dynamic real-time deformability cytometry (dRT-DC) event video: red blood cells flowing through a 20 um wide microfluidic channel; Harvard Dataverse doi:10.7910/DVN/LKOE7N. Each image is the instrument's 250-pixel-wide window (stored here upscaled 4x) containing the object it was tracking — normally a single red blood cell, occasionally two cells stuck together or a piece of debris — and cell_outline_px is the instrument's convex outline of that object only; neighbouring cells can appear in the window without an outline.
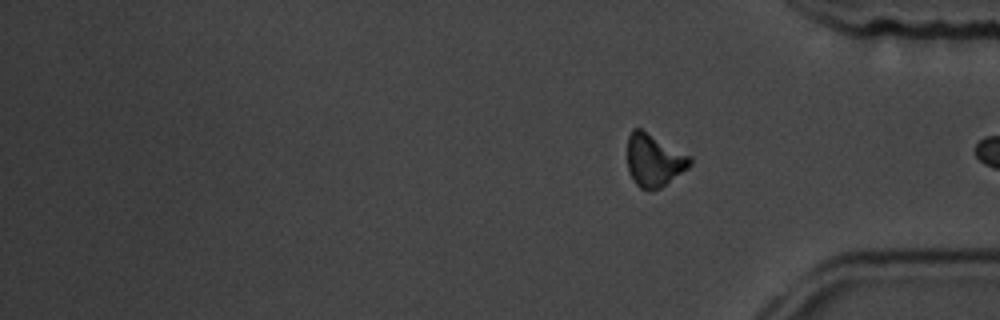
{"species": "common noctule bat (a hibernating species)", "species_latin": "Nyctalus noctula", "temperature_condition": "room temperature", "stored_images_in_passage": 14, "segment_of_instrument_passage": [2, 2], "camera_frame_rate_fps": 3000, "um_per_image_px": 0.085, "animal": {"sex": "male", "body_mass_g": 19.5, "forearm_length_mm": 54.6}, "frame": {"image": 1, "passage_image": 14, "time_ms": 14.667, "image_size_px": [1000, 320], "cell_outline_px": [[692, 164], [688, 168], [660, 188], [640, 188], [632, 180], [628, 172], [628, 136], [632, 128], [640, 128], [688, 156], [692, 160]], "centroid_in_image_um": [55.55, 13.62], "position_along_channel_um": 379.7, "area_um2": 18.67}}